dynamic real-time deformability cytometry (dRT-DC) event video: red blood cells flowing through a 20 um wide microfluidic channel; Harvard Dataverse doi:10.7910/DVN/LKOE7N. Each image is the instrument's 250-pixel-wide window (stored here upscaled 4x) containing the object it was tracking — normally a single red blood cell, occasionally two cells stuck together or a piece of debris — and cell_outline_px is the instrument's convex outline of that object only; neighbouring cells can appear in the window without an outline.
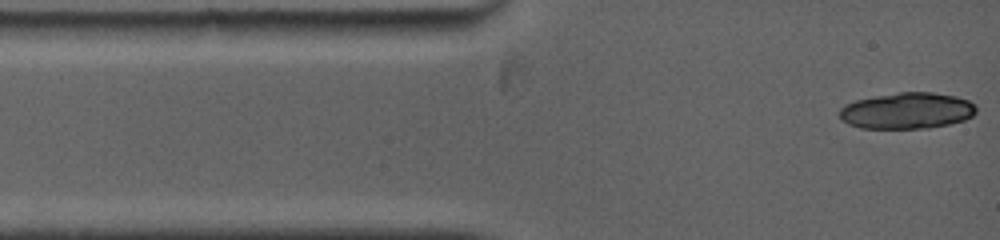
{"species": "common noctule bat (a hibernating species)", "species_latin": "Nyctalus noctula", "temperature_condition": "warm", "stored_images_in_passage": 7, "camera_frame_rate_fps": 5000, "um_per_image_px": 0.085, "animal": {"sex": "female", "body_mass_g": 19.0, "forearm_length_mm": 53.3}, "frame": {"image": 1, "passage_image": 1, "time_ms": 0.0, "image_size_px": [1000, 240], "cell_outline_px": [[976, 112], [972, 116], [964, 120], [948, 124], [928, 128], [860, 128], [848, 124], [840, 120], [840, 108], [844, 104], [856, 100], [876, 96], [900, 92], [932, 92], [956, 96], [968, 100], [976, 104]], "centroid_in_image_um": [77.09, 9.41], "position_along_channel_um": 7.9, "area_um2": 28.96}}